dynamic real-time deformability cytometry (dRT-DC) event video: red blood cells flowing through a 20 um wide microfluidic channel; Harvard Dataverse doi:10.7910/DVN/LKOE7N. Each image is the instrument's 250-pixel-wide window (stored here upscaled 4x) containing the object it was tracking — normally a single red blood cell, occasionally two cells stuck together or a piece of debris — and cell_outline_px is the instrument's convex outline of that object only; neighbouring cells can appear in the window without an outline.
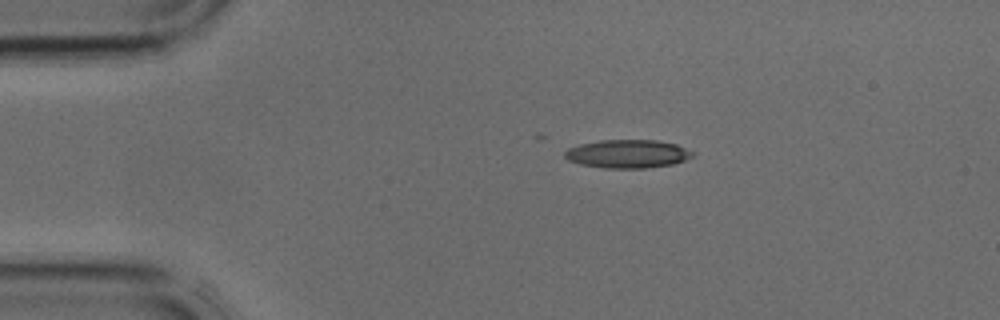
{"species": "common noctule bat (a hibernating species)", "species_latin": "Nyctalus noctula", "temperature_condition": "cold", "stored_images_in_passage": 2, "camera_frame_rate_fps": 3000, "um_per_image_px": 0.085, "animal": {"sex": "male", "body_mass_g": 17.9, "forearm_length_mm": 54.2}, "frame": {"image": 1, "passage_image": 1, "time_ms": 0.0, "image_size_px": [1000, 320], "cell_outline_px": [[696, 152], [692, 156], [684, 160], [672, 164], [648, 168], [604, 168], [580, 164], [568, 160], [564, 156], [564, 152], [568, 148], [580, 144], [600, 140], [656, 140], [676, 144]], "centroid_in_image_um": [53.34, 13.07], "position_along_channel_um": 31.7, "area_um2": 21.15}}